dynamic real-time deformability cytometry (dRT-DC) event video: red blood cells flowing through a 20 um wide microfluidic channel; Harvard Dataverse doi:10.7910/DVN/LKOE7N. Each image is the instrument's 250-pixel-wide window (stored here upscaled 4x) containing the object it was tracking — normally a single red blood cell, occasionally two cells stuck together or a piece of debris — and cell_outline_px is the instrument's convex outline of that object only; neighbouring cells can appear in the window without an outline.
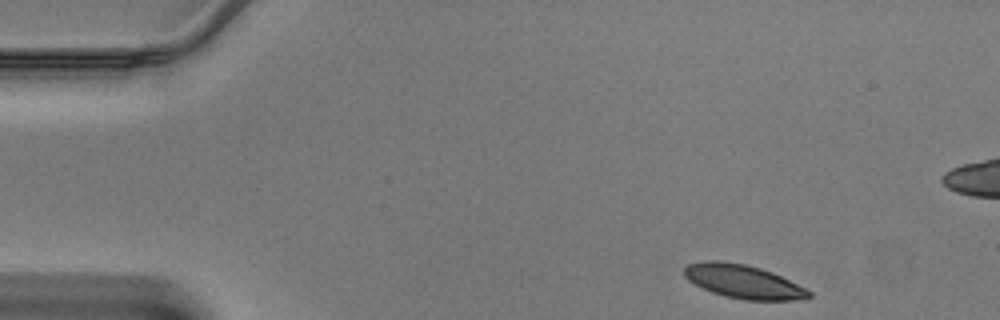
{"species": "Egyptian fruit bat (a non-hibernating species)", "species_latin": "Rousettus aegyptiacus", "temperature_condition": "warm", "stored_images_in_passage": 42, "camera_frame_rate_fps": 3000, "um_per_image_px": 0.085, "animal": {"sex": "male"}, "frame": {"image": 1, "passage_image": 1, "time_ms": 0.0, "image_size_px": [1000, 320], "cell_outline_px": [[812, 296], [804, 300], [744, 300], [724, 296], [712, 292], [688, 280], [684, 276], [684, 268], [688, 264], [704, 260], [716, 260], [744, 264], [760, 268], [772, 272], [812, 292]], "centroid_in_image_um": [63.18, 23.94], "position_along_channel_um": 21.8, "area_um2": 24.28}}
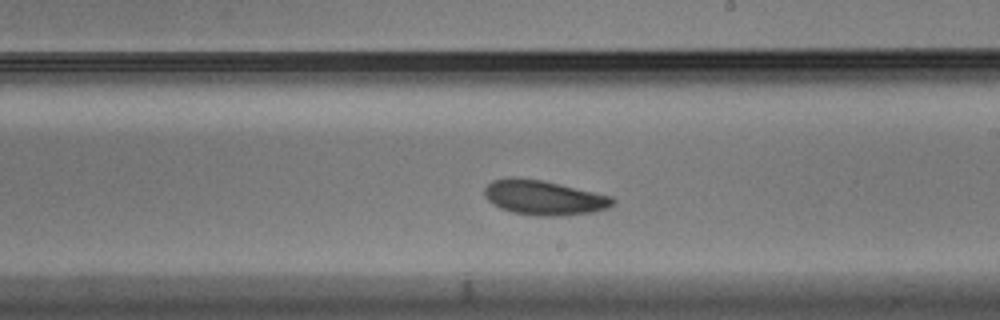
{"frame": {"image": 2, "passage_image": 22, "time_ms": 7.0, "image_size_px": [1000, 320], "cell_outline_px": [[616, 200], [608, 208], [592, 212], [556, 216], [540, 216], [512, 212], [500, 208], [492, 204], [484, 196], [484, 188], [492, 180], [504, 176], [516, 176], [544, 180], [612, 196]], "centroid_in_image_um": [46.18, 16.77], "position_along_channel_um": 242.8, "area_um2": 26.24}}
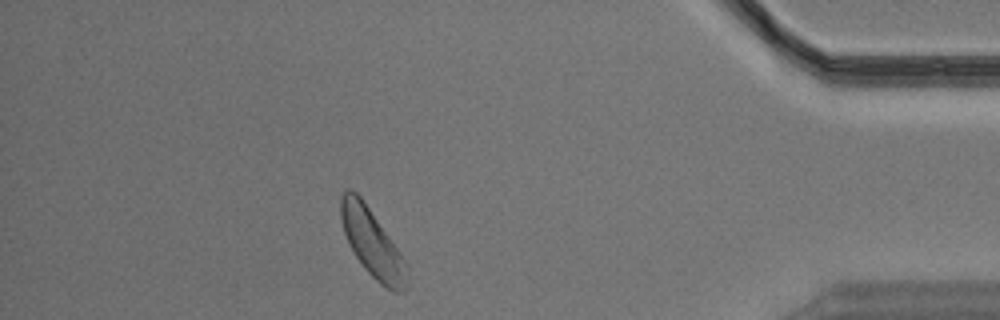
{"frame": {"image": 3, "passage_image": 36, "time_ms": 11.667, "image_size_px": [1000, 320], "cell_outline_px": [[408, 288], [400, 292], [392, 292], [380, 284], [364, 268], [348, 244], [344, 232], [340, 216], [340, 196], [344, 188], [352, 188], [360, 196], [408, 264]], "centroid_in_image_um": [31.63, 20.68], "position_along_channel_um": 403.6, "area_um2": 26.18}}